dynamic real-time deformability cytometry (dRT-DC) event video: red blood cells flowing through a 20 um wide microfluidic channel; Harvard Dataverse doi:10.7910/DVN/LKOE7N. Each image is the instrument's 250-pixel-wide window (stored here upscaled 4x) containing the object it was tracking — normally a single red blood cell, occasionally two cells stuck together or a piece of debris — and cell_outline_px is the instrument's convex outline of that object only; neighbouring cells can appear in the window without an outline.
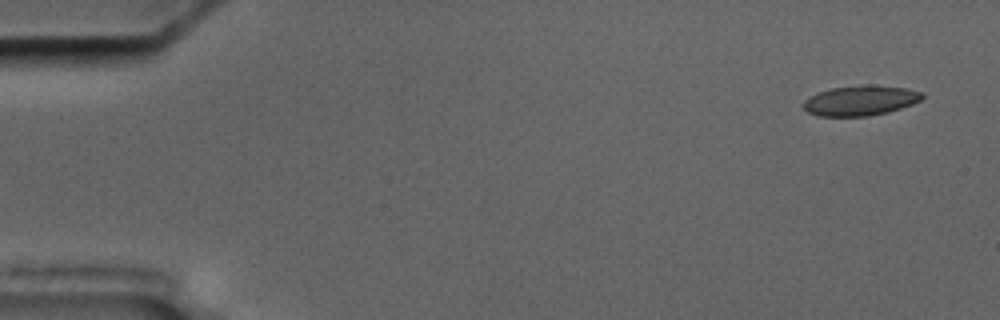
{"species": "common noctule bat (a hibernating species)", "species_latin": "Nyctalus noctula", "temperature_condition": "cold", "stored_images_in_passage": 5, "camera_frame_rate_fps": 3000, "um_per_image_px": 0.085, "animal": {"sex": "male", "body_mass_g": 17.5, "forearm_length_mm": 52.3}, "frame": {"image": 1, "passage_image": 1, "time_ms": 0.0, "image_size_px": [1000, 320], "cell_outline_px": [[924, 96], [920, 100], [912, 104], [888, 112], [868, 116], [816, 116], [808, 112], [800, 104], [804, 100], [816, 92], [832, 88], [868, 84], [904, 88], [924, 92]], "centroid_in_image_um": [73.1, 8.54], "position_along_channel_um": 11.9, "area_um2": 20.92}}
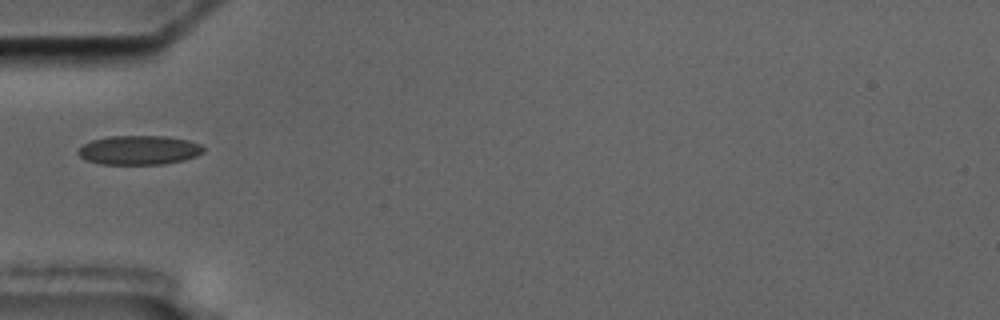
{"frame": {"image": 2, "passage_image": 5, "time_ms": 5.333, "image_size_px": [1000, 320], "cell_outline_px": [[204, 152], [196, 156], [184, 160], [164, 164], [100, 164], [88, 160], [80, 156], [76, 152], [84, 144], [92, 140], [108, 136], [168, 136], [188, 140], [200, 144], [204, 148]], "centroid_in_image_um": [11.84, 12.75], "position_along_channel_um": 73.2, "area_um2": 21.33}}